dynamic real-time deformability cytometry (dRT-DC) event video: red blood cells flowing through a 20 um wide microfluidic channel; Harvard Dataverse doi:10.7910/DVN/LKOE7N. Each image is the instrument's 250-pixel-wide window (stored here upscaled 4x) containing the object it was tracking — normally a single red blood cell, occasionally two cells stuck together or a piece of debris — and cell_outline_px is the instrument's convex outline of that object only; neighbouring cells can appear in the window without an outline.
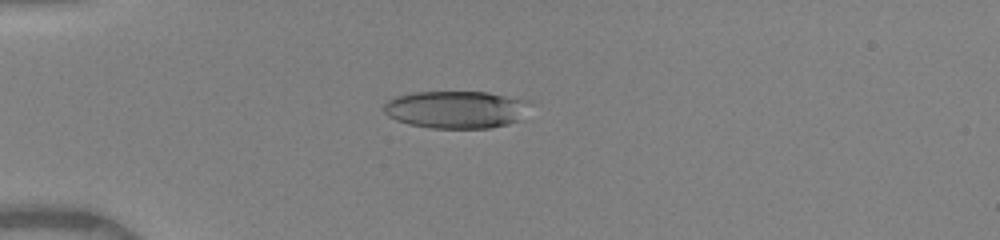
{"species": "human", "species_latin": "Homo sapiens", "temperature_condition": "warm", "stored_images_in_passage": 12, "camera_frame_rate_fps": 3000, "um_per_image_px": 0.085, "donor": {"sex": "female"}, "frame": {"image": 1, "passage_image": 9, "time_ms": 3.667, "image_size_px": [1000, 240], "cell_outline_px": [[536, 104], [520, 120], [508, 124], [492, 128], [432, 128], [408, 124], [396, 120], [388, 116], [384, 112], [384, 104], [388, 100], [396, 96], [416, 92], [488, 92], [532, 100]], "centroid_in_image_um": [38.88, 9.3], "position_along_channel_um": 46.1, "area_um2": 32.6}}
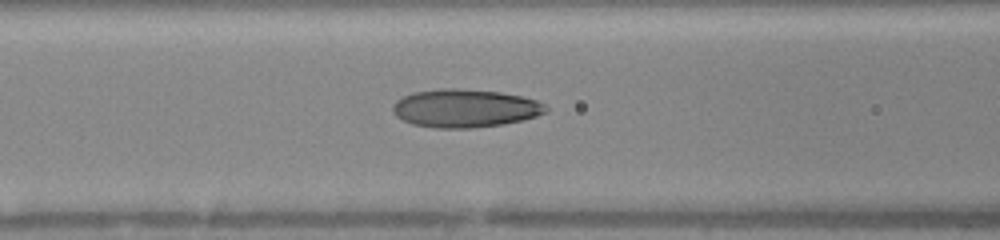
{"frame": {"image": 2, "passage_image": 12, "time_ms": 6.333, "image_size_px": [1000, 240], "cell_outline_px": [[548, 112], [524, 120], [504, 124], [472, 128], [432, 128], [412, 124], [396, 116], [392, 112], [392, 104], [396, 100], [412, 92], [440, 88], [456, 88], [500, 92], [520, 96], [536, 100], [544, 104], [548, 108]], "centroid_in_image_um": [39.51, 9.21], "position_along_channel_um": 127.1, "area_um2": 34.33}}